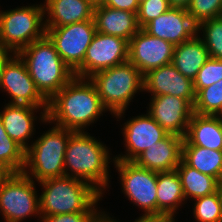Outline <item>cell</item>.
Instances as JSON below:
<instances>
[{
    "label": "cell",
    "mask_w": 222,
    "mask_h": 222,
    "mask_svg": "<svg viewBox=\"0 0 222 222\" xmlns=\"http://www.w3.org/2000/svg\"><path fill=\"white\" fill-rule=\"evenodd\" d=\"M105 111L94 83L89 78L75 76L48 101L47 122L84 132Z\"/></svg>",
    "instance_id": "obj_1"
},
{
    "label": "cell",
    "mask_w": 222,
    "mask_h": 222,
    "mask_svg": "<svg viewBox=\"0 0 222 222\" xmlns=\"http://www.w3.org/2000/svg\"><path fill=\"white\" fill-rule=\"evenodd\" d=\"M96 138L84 132H73L65 152V176L90 183L102 195L108 187L109 150ZM71 171V174L70 172Z\"/></svg>",
    "instance_id": "obj_2"
},
{
    "label": "cell",
    "mask_w": 222,
    "mask_h": 222,
    "mask_svg": "<svg viewBox=\"0 0 222 222\" xmlns=\"http://www.w3.org/2000/svg\"><path fill=\"white\" fill-rule=\"evenodd\" d=\"M39 183L44 189L39 196L40 217L98 212L95 206L103 195L86 181L63 176L48 178Z\"/></svg>",
    "instance_id": "obj_3"
},
{
    "label": "cell",
    "mask_w": 222,
    "mask_h": 222,
    "mask_svg": "<svg viewBox=\"0 0 222 222\" xmlns=\"http://www.w3.org/2000/svg\"><path fill=\"white\" fill-rule=\"evenodd\" d=\"M17 54L25 62L36 88L48 101L75 77L47 35Z\"/></svg>",
    "instance_id": "obj_4"
},
{
    "label": "cell",
    "mask_w": 222,
    "mask_h": 222,
    "mask_svg": "<svg viewBox=\"0 0 222 222\" xmlns=\"http://www.w3.org/2000/svg\"><path fill=\"white\" fill-rule=\"evenodd\" d=\"M89 79L94 83L104 108L118 119L124 115L133 96L144 90L143 74L129 61L98 71Z\"/></svg>",
    "instance_id": "obj_5"
},
{
    "label": "cell",
    "mask_w": 222,
    "mask_h": 222,
    "mask_svg": "<svg viewBox=\"0 0 222 222\" xmlns=\"http://www.w3.org/2000/svg\"><path fill=\"white\" fill-rule=\"evenodd\" d=\"M73 132L69 129L53 126L38 137L25 150V165L22 172L37 182L65 176V152L69 136Z\"/></svg>",
    "instance_id": "obj_6"
},
{
    "label": "cell",
    "mask_w": 222,
    "mask_h": 222,
    "mask_svg": "<svg viewBox=\"0 0 222 222\" xmlns=\"http://www.w3.org/2000/svg\"><path fill=\"white\" fill-rule=\"evenodd\" d=\"M44 5L0 11V45L18 53L46 35Z\"/></svg>",
    "instance_id": "obj_7"
},
{
    "label": "cell",
    "mask_w": 222,
    "mask_h": 222,
    "mask_svg": "<svg viewBox=\"0 0 222 222\" xmlns=\"http://www.w3.org/2000/svg\"><path fill=\"white\" fill-rule=\"evenodd\" d=\"M34 179L23 172L11 173L0 189V212L5 222H21L39 215V197ZM37 214V215H36Z\"/></svg>",
    "instance_id": "obj_8"
},
{
    "label": "cell",
    "mask_w": 222,
    "mask_h": 222,
    "mask_svg": "<svg viewBox=\"0 0 222 222\" xmlns=\"http://www.w3.org/2000/svg\"><path fill=\"white\" fill-rule=\"evenodd\" d=\"M113 161L121 176L122 192L144 210L143 216H157L158 172L142 168L134 161Z\"/></svg>",
    "instance_id": "obj_9"
},
{
    "label": "cell",
    "mask_w": 222,
    "mask_h": 222,
    "mask_svg": "<svg viewBox=\"0 0 222 222\" xmlns=\"http://www.w3.org/2000/svg\"><path fill=\"white\" fill-rule=\"evenodd\" d=\"M0 88L11 96L9 104L42 108L40 120L47 122L48 100L36 88L25 62L16 53L3 66Z\"/></svg>",
    "instance_id": "obj_10"
},
{
    "label": "cell",
    "mask_w": 222,
    "mask_h": 222,
    "mask_svg": "<svg viewBox=\"0 0 222 222\" xmlns=\"http://www.w3.org/2000/svg\"><path fill=\"white\" fill-rule=\"evenodd\" d=\"M95 33L94 18L61 27H46V35L55 45L63 62L73 71L83 63L86 49Z\"/></svg>",
    "instance_id": "obj_11"
},
{
    "label": "cell",
    "mask_w": 222,
    "mask_h": 222,
    "mask_svg": "<svg viewBox=\"0 0 222 222\" xmlns=\"http://www.w3.org/2000/svg\"><path fill=\"white\" fill-rule=\"evenodd\" d=\"M128 47L127 40L96 31L86 49L83 63L74 71L75 76L89 78L98 71L127 62Z\"/></svg>",
    "instance_id": "obj_12"
},
{
    "label": "cell",
    "mask_w": 222,
    "mask_h": 222,
    "mask_svg": "<svg viewBox=\"0 0 222 222\" xmlns=\"http://www.w3.org/2000/svg\"><path fill=\"white\" fill-rule=\"evenodd\" d=\"M173 53L172 43L151 36L141 28L129 41L128 61L144 75L172 63Z\"/></svg>",
    "instance_id": "obj_13"
},
{
    "label": "cell",
    "mask_w": 222,
    "mask_h": 222,
    "mask_svg": "<svg viewBox=\"0 0 222 222\" xmlns=\"http://www.w3.org/2000/svg\"><path fill=\"white\" fill-rule=\"evenodd\" d=\"M147 112L167 133L183 138L194 113L186 99L171 95L152 96Z\"/></svg>",
    "instance_id": "obj_14"
},
{
    "label": "cell",
    "mask_w": 222,
    "mask_h": 222,
    "mask_svg": "<svg viewBox=\"0 0 222 222\" xmlns=\"http://www.w3.org/2000/svg\"><path fill=\"white\" fill-rule=\"evenodd\" d=\"M124 124L122 133L126 142V155L113 157L116 160L134 161L169 134L148 113L135 116Z\"/></svg>",
    "instance_id": "obj_15"
},
{
    "label": "cell",
    "mask_w": 222,
    "mask_h": 222,
    "mask_svg": "<svg viewBox=\"0 0 222 222\" xmlns=\"http://www.w3.org/2000/svg\"><path fill=\"white\" fill-rule=\"evenodd\" d=\"M143 79V91L152 96L171 95L186 99L194 106L196 93L193 80L182 75L172 63L148 71Z\"/></svg>",
    "instance_id": "obj_16"
},
{
    "label": "cell",
    "mask_w": 222,
    "mask_h": 222,
    "mask_svg": "<svg viewBox=\"0 0 222 222\" xmlns=\"http://www.w3.org/2000/svg\"><path fill=\"white\" fill-rule=\"evenodd\" d=\"M142 29L149 35L164 39L174 46L197 34V24L192 20L188 11L172 7L147 23Z\"/></svg>",
    "instance_id": "obj_17"
},
{
    "label": "cell",
    "mask_w": 222,
    "mask_h": 222,
    "mask_svg": "<svg viewBox=\"0 0 222 222\" xmlns=\"http://www.w3.org/2000/svg\"><path fill=\"white\" fill-rule=\"evenodd\" d=\"M184 138L168 134L157 145L145 150L134 162L142 167L155 172L174 170L182 160V145Z\"/></svg>",
    "instance_id": "obj_18"
},
{
    "label": "cell",
    "mask_w": 222,
    "mask_h": 222,
    "mask_svg": "<svg viewBox=\"0 0 222 222\" xmlns=\"http://www.w3.org/2000/svg\"><path fill=\"white\" fill-rule=\"evenodd\" d=\"M93 18L97 32L118 36L128 42L141 29L137 21V14L126 10L99 5L94 7Z\"/></svg>",
    "instance_id": "obj_19"
},
{
    "label": "cell",
    "mask_w": 222,
    "mask_h": 222,
    "mask_svg": "<svg viewBox=\"0 0 222 222\" xmlns=\"http://www.w3.org/2000/svg\"><path fill=\"white\" fill-rule=\"evenodd\" d=\"M182 146L222 151V120L216 115L193 113Z\"/></svg>",
    "instance_id": "obj_20"
},
{
    "label": "cell",
    "mask_w": 222,
    "mask_h": 222,
    "mask_svg": "<svg viewBox=\"0 0 222 222\" xmlns=\"http://www.w3.org/2000/svg\"><path fill=\"white\" fill-rule=\"evenodd\" d=\"M38 109V107L8 103L0 112V119L6 133L24 150L30 146L27 139L34 134V122L37 119L34 111Z\"/></svg>",
    "instance_id": "obj_21"
},
{
    "label": "cell",
    "mask_w": 222,
    "mask_h": 222,
    "mask_svg": "<svg viewBox=\"0 0 222 222\" xmlns=\"http://www.w3.org/2000/svg\"><path fill=\"white\" fill-rule=\"evenodd\" d=\"M45 27H61L76 22L92 20L94 6L86 0H45Z\"/></svg>",
    "instance_id": "obj_22"
},
{
    "label": "cell",
    "mask_w": 222,
    "mask_h": 222,
    "mask_svg": "<svg viewBox=\"0 0 222 222\" xmlns=\"http://www.w3.org/2000/svg\"><path fill=\"white\" fill-rule=\"evenodd\" d=\"M209 58V52L197 33L193 38L174 46L172 64L182 75L194 80Z\"/></svg>",
    "instance_id": "obj_23"
},
{
    "label": "cell",
    "mask_w": 222,
    "mask_h": 222,
    "mask_svg": "<svg viewBox=\"0 0 222 222\" xmlns=\"http://www.w3.org/2000/svg\"><path fill=\"white\" fill-rule=\"evenodd\" d=\"M157 216L174 218L178 207L185 202L181 179L176 169L158 172L157 178Z\"/></svg>",
    "instance_id": "obj_24"
},
{
    "label": "cell",
    "mask_w": 222,
    "mask_h": 222,
    "mask_svg": "<svg viewBox=\"0 0 222 222\" xmlns=\"http://www.w3.org/2000/svg\"><path fill=\"white\" fill-rule=\"evenodd\" d=\"M176 170L181 179L185 200L188 198L197 199L215 193L222 185L216 178L199 172L188 166L183 160Z\"/></svg>",
    "instance_id": "obj_25"
},
{
    "label": "cell",
    "mask_w": 222,
    "mask_h": 222,
    "mask_svg": "<svg viewBox=\"0 0 222 222\" xmlns=\"http://www.w3.org/2000/svg\"><path fill=\"white\" fill-rule=\"evenodd\" d=\"M182 160L188 166L216 178L222 184V151L199 146H182Z\"/></svg>",
    "instance_id": "obj_26"
},
{
    "label": "cell",
    "mask_w": 222,
    "mask_h": 222,
    "mask_svg": "<svg viewBox=\"0 0 222 222\" xmlns=\"http://www.w3.org/2000/svg\"><path fill=\"white\" fill-rule=\"evenodd\" d=\"M0 165L12 173L22 172L25 165V150L8 136L1 119Z\"/></svg>",
    "instance_id": "obj_27"
},
{
    "label": "cell",
    "mask_w": 222,
    "mask_h": 222,
    "mask_svg": "<svg viewBox=\"0 0 222 222\" xmlns=\"http://www.w3.org/2000/svg\"><path fill=\"white\" fill-rule=\"evenodd\" d=\"M193 214L197 222H222V188L194 199Z\"/></svg>",
    "instance_id": "obj_28"
},
{
    "label": "cell",
    "mask_w": 222,
    "mask_h": 222,
    "mask_svg": "<svg viewBox=\"0 0 222 222\" xmlns=\"http://www.w3.org/2000/svg\"><path fill=\"white\" fill-rule=\"evenodd\" d=\"M222 108V80L196 93L194 113L216 115Z\"/></svg>",
    "instance_id": "obj_29"
},
{
    "label": "cell",
    "mask_w": 222,
    "mask_h": 222,
    "mask_svg": "<svg viewBox=\"0 0 222 222\" xmlns=\"http://www.w3.org/2000/svg\"><path fill=\"white\" fill-rule=\"evenodd\" d=\"M203 31L202 41L214 59H222V16L207 19L197 25V33Z\"/></svg>",
    "instance_id": "obj_30"
},
{
    "label": "cell",
    "mask_w": 222,
    "mask_h": 222,
    "mask_svg": "<svg viewBox=\"0 0 222 222\" xmlns=\"http://www.w3.org/2000/svg\"><path fill=\"white\" fill-rule=\"evenodd\" d=\"M187 11L198 25L207 19L222 16V0H191Z\"/></svg>",
    "instance_id": "obj_31"
},
{
    "label": "cell",
    "mask_w": 222,
    "mask_h": 222,
    "mask_svg": "<svg viewBox=\"0 0 222 222\" xmlns=\"http://www.w3.org/2000/svg\"><path fill=\"white\" fill-rule=\"evenodd\" d=\"M220 80H222V59L210 57L198 71L197 77L193 80L195 93Z\"/></svg>",
    "instance_id": "obj_32"
},
{
    "label": "cell",
    "mask_w": 222,
    "mask_h": 222,
    "mask_svg": "<svg viewBox=\"0 0 222 222\" xmlns=\"http://www.w3.org/2000/svg\"><path fill=\"white\" fill-rule=\"evenodd\" d=\"M171 8L168 0H145L139 4L137 21L140 28Z\"/></svg>",
    "instance_id": "obj_33"
},
{
    "label": "cell",
    "mask_w": 222,
    "mask_h": 222,
    "mask_svg": "<svg viewBox=\"0 0 222 222\" xmlns=\"http://www.w3.org/2000/svg\"><path fill=\"white\" fill-rule=\"evenodd\" d=\"M98 212L64 213L40 217L42 222H90Z\"/></svg>",
    "instance_id": "obj_34"
},
{
    "label": "cell",
    "mask_w": 222,
    "mask_h": 222,
    "mask_svg": "<svg viewBox=\"0 0 222 222\" xmlns=\"http://www.w3.org/2000/svg\"><path fill=\"white\" fill-rule=\"evenodd\" d=\"M101 5L113 9L130 11L136 14L139 9L138 0H103Z\"/></svg>",
    "instance_id": "obj_35"
},
{
    "label": "cell",
    "mask_w": 222,
    "mask_h": 222,
    "mask_svg": "<svg viewBox=\"0 0 222 222\" xmlns=\"http://www.w3.org/2000/svg\"><path fill=\"white\" fill-rule=\"evenodd\" d=\"M134 222H175V219L166 215L140 216Z\"/></svg>",
    "instance_id": "obj_36"
},
{
    "label": "cell",
    "mask_w": 222,
    "mask_h": 222,
    "mask_svg": "<svg viewBox=\"0 0 222 222\" xmlns=\"http://www.w3.org/2000/svg\"><path fill=\"white\" fill-rule=\"evenodd\" d=\"M14 54L11 50L4 48L0 45V78L2 74V69L4 64L8 61V59Z\"/></svg>",
    "instance_id": "obj_37"
},
{
    "label": "cell",
    "mask_w": 222,
    "mask_h": 222,
    "mask_svg": "<svg viewBox=\"0 0 222 222\" xmlns=\"http://www.w3.org/2000/svg\"><path fill=\"white\" fill-rule=\"evenodd\" d=\"M169 5L172 8H179V9H184L187 10L188 6L190 5L191 0H168Z\"/></svg>",
    "instance_id": "obj_38"
},
{
    "label": "cell",
    "mask_w": 222,
    "mask_h": 222,
    "mask_svg": "<svg viewBox=\"0 0 222 222\" xmlns=\"http://www.w3.org/2000/svg\"><path fill=\"white\" fill-rule=\"evenodd\" d=\"M90 222H118L115 221L114 219H112L111 217L108 216V214L106 215V213L104 212H98Z\"/></svg>",
    "instance_id": "obj_39"
},
{
    "label": "cell",
    "mask_w": 222,
    "mask_h": 222,
    "mask_svg": "<svg viewBox=\"0 0 222 222\" xmlns=\"http://www.w3.org/2000/svg\"><path fill=\"white\" fill-rule=\"evenodd\" d=\"M12 172H10L8 169L5 167H0V189L2 187V184L5 182V180L9 177V175Z\"/></svg>",
    "instance_id": "obj_40"
},
{
    "label": "cell",
    "mask_w": 222,
    "mask_h": 222,
    "mask_svg": "<svg viewBox=\"0 0 222 222\" xmlns=\"http://www.w3.org/2000/svg\"><path fill=\"white\" fill-rule=\"evenodd\" d=\"M88 1L90 4H92L94 7H97L99 5L102 4L103 0H86Z\"/></svg>",
    "instance_id": "obj_41"
},
{
    "label": "cell",
    "mask_w": 222,
    "mask_h": 222,
    "mask_svg": "<svg viewBox=\"0 0 222 222\" xmlns=\"http://www.w3.org/2000/svg\"><path fill=\"white\" fill-rule=\"evenodd\" d=\"M216 116H218V117L222 120V108H221V110L216 114Z\"/></svg>",
    "instance_id": "obj_42"
}]
</instances>
